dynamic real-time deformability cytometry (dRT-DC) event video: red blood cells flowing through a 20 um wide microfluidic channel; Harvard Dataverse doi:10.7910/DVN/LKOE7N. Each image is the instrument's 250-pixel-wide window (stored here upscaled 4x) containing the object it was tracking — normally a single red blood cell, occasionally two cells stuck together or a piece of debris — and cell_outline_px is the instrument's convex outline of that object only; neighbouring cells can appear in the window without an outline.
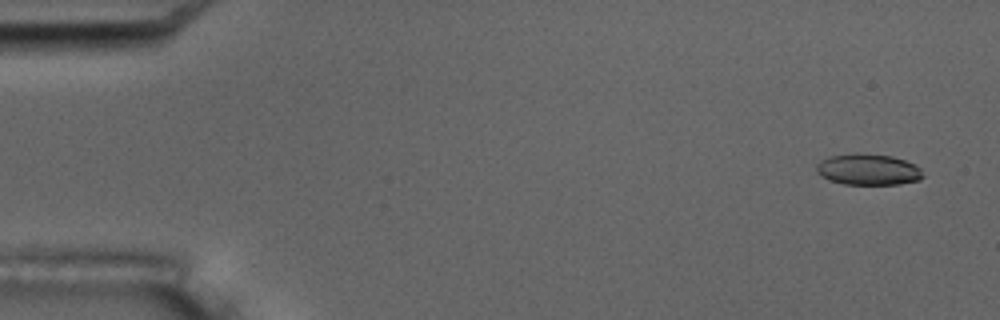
{"species": "common noctule bat (a hibernating species)", "species_latin": "Nyctalus noctula", "temperature_condition": "room temperature", "stored_images_in_passage": 5, "camera_frame_rate_fps": 3000, "um_per_image_px": 0.085, "animal": {"sex": "male", "body_mass_g": 17.5, "forearm_length_mm": 52.3}, "frame": {"image": 1, "passage_image": 1, "time_ms": 0.0, "image_size_px": [1000, 320], "cell_outline_px": [[924, 176], [920, 180], [900, 184], [844, 184], [828, 180], [820, 176], [816, 172], [816, 164], [820, 160], [828, 156], [892, 156], [904, 160], [920, 168]], "centroid_in_image_um": [73.78, 14.46], "position_along_channel_um": 11.2, "area_um2": 18.67}}